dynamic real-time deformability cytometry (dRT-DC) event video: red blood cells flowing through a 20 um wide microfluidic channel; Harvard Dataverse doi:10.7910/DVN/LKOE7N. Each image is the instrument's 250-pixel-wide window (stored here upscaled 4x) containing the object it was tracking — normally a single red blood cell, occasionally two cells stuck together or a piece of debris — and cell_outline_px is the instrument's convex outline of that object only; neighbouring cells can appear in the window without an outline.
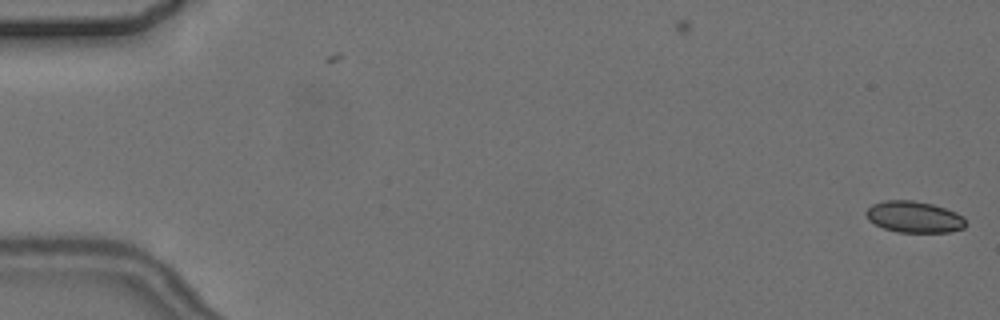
{"species": "common noctule bat (a hibernating species)", "species_latin": "Nyctalus noctula", "temperature_condition": "cold", "stored_images_in_passage": 5, "camera_frame_rate_fps": 3000, "um_per_image_px": 0.085, "animal": {"sex": "female", "body_mass_g": 24.6, "forearm_length_mm": 56.2}, "frame": {"image": 1, "passage_image": 1, "time_ms": 0.0, "image_size_px": [1000, 320], "cell_outline_px": [[968, 224], [964, 228], [952, 232], [896, 232], [884, 228], [868, 220], [864, 212], [872, 204], [884, 200], [912, 200], [932, 204], [956, 212], [964, 216]], "centroid_in_image_um": [77.72, 18.44], "position_along_channel_um": 7.3, "area_um2": 18.44}}